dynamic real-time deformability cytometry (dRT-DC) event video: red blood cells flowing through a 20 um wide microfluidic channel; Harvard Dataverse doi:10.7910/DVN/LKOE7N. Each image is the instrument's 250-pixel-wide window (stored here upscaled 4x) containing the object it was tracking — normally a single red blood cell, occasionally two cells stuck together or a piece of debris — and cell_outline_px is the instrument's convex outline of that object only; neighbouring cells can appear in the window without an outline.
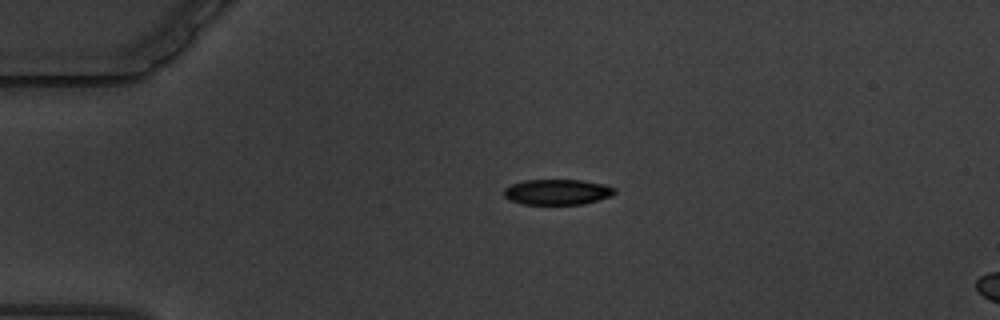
{"species": "common noctule bat (a hibernating species)", "species_latin": "Nyctalus noctula", "temperature_condition": "warm", "stored_images_in_passage": 33, "camera_frame_rate_fps": 3000, "um_per_image_px": 0.085, "animal": {"sex": "male", "body_mass_g": 19.5, "forearm_length_mm": 54.6}, "frame": {"image": 1, "passage_image": 1, "time_ms": 0.0, "image_size_px": [1000, 320], "cell_outline_px": [[616, 192], [612, 196], [584, 204], [524, 204], [508, 200], [504, 196], [504, 188], [512, 184], [524, 180], [580, 180], [604, 184], [616, 188]], "centroid_in_image_um": [47.38, 16.32], "position_along_channel_um": 37.6, "area_um2": 16.53}}
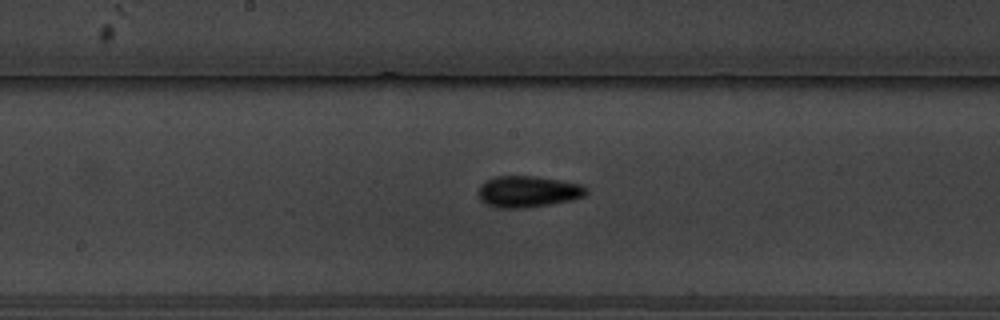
{"frame": {"image": 2, "passage_image": 19, "time_ms": 6.0, "image_size_px": [1000, 320], "cell_outline_px": [[588, 192], [584, 196], [572, 200], [524, 208], [496, 208], [484, 204], [480, 200], [476, 192], [480, 184], [484, 180], [496, 176], [536, 176], [580, 184], [588, 188]], "centroid_in_image_um": [44.8, 16.28], "position_along_channel_um": 203.4, "area_um2": 20.0}}
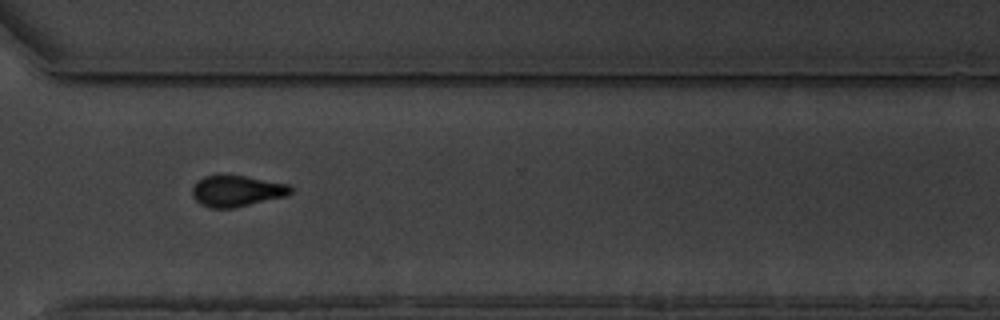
{"frame": {"image": 3, "passage_image": 32, "time_ms": 10.333, "image_size_px": [1000, 320], "cell_outline_px": [[292, 192], [288, 196], [232, 208], [208, 208], [200, 204], [192, 196], [192, 188], [204, 176], [216, 172], [244, 176], [288, 184], [292, 188]], "centroid_in_image_um": [20.1, 16.21], "position_along_channel_um": 350.5, "area_um2": 18.21}}